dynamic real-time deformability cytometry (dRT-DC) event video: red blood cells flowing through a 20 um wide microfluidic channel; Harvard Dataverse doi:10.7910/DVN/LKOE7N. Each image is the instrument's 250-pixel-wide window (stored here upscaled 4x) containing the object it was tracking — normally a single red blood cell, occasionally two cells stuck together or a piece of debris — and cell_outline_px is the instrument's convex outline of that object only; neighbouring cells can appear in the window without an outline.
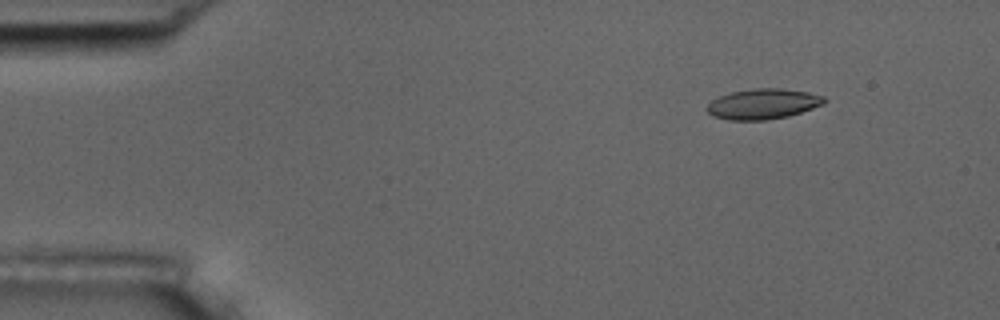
{"species": "common noctule bat (a hibernating species)", "species_latin": "Nyctalus noctula", "temperature_condition": "room temperature", "stored_images_in_passage": 51, "camera_frame_rate_fps": 3000, "um_per_image_px": 0.085, "animal": {"sex": "male", "body_mass_g": 17.5, "forearm_length_mm": 52.3}, "frame": {"image": 1, "passage_image": 4, "time_ms": 1.0, "image_size_px": [1000, 320], "cell_outline_px": [[828, 100], [824, 104], [788, 116], [764, 120], [728, 120], [712, 116], [704, 108], [712, 100], [720, 96], [732, 92], [752, 88], [780, 88], [808, 92], [824, 96]], "centroid_in_image_um": [64.84, 8.83], "position_along_channel_um": 20.2, "area_um2": 20.81}}
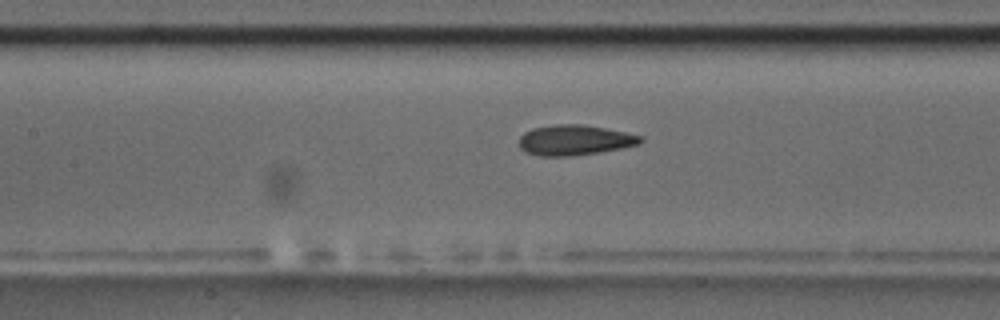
{"frame": {"image": 2, "passage_image": 22, "time_ms": 7.0, "image_size_px": [1000, 320], "cell_outline_px": [[644, 140], [640, 144], [600, 152], [572, 156], [540, 156], [524, 152], [520, 148], [520, 136], [524, 132], [532, 128], [556, 124], [580, 124], [604, 128], [644, 136]], "centroid_in_image_um": [48.84, 11.91], "position_along_channel_um": 158.6, "area_um2": 21.5}}
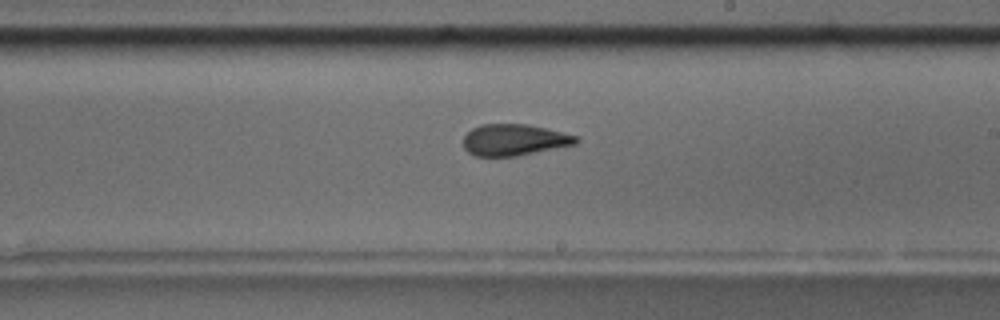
{"frame": {"image": 3, "passage_image": 29, "time_ms": 9.333, "image_size_px": [1000, 320], "cell_outline_px": [[580, 140], [576, 144], [516, 156], [476, 156], [468, 152], [464, 148], [464, 136], [472, 128], [480, 124], [528, 124], [576, 136]], "centroid_in_image_um": [43.68, 11.89], "position_along_channel_um": 245.3, "area_um2": 20.46}, "authors_computed_cell_mechanics": {"area_um2": 20.8658, "velocity_mm_per_s": 3.7423, "shape_relaxation_time_tau1_ms": 3.2951, "shape_relaxation_time_tau2_ms": 1.5715, "deformation_change_tau1": 0.1492, "deformation_change_tau2": 0.1022}}